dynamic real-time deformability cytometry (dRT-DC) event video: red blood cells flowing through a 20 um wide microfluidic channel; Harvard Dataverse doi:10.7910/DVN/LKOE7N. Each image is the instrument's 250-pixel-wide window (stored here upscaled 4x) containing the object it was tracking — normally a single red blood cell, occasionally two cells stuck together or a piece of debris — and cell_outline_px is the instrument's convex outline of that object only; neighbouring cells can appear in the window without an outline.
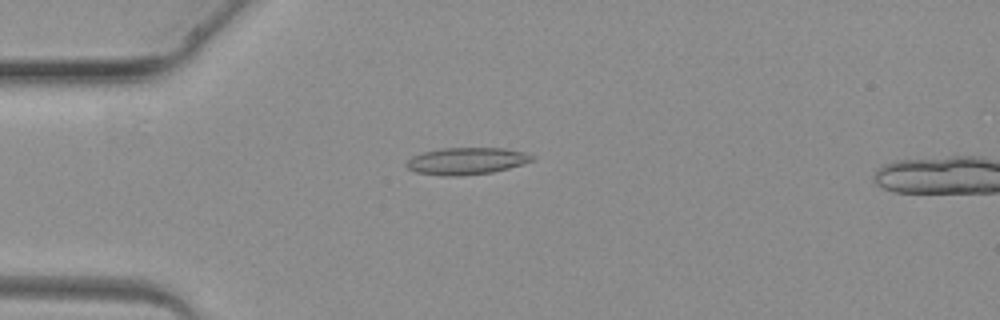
{"species": "common noctule bat (a hibernating species)", "species_latin": "Nyctalus noctula", "temperature_condition": "warm", "stored_images_in_passage": 4, "camera_frame_rate_fps": 3000, "um_per_image_px": 0.085, "animal": {"sex": "female", "body_mass_g": 19.3, "forearm_length_mm": 54.1}, "frame": {"image": 1, "passage_image": 3, "time_ms": 2.333, "image_size_px": [1000, 320], "cell_outline_px": [[536, 160], [508, 168], [492, 172], [460, 176], [440, 176], [416, 172], [408, 168], [404, 164], [412, 156], [424, 152], [444, 148], [504, 148], [524, 152], [536, 156]], "centroid_in_image_um": [39.67, 13.69], "position_along_channel_um": 45.3, "area_um2": 19.83}}